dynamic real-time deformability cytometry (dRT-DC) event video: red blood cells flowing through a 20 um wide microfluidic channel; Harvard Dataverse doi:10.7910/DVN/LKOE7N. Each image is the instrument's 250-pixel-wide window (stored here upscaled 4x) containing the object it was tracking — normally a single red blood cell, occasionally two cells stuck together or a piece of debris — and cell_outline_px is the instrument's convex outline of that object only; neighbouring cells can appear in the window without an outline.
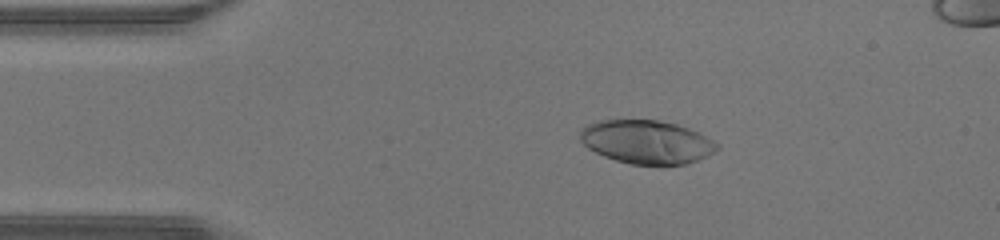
{"species": "human", "species_latin": "Homo sapiens", "temperature_condition": "warm", "stored_images_in_passage": 47, "segment_of_instrument_passage": [1, 2], "camera_frame_rate_fps": 3000, "um_per_image_px": 0.085, "donor": {"sex": "male"}, "frame": {"image": 1, "passage_image": 9, "time_ms": 2.667, "image_size_px": [1000, 240], "cell_outline_px": [[720, 148], [696, 160], [684, 164], [632, 164], [616, 160], [604, 156], [588, 148], [580, 140], [580, 128], [596, 120], [660, 120], [676, 124], [688, 128], [720, 144]], "centroid_in_image_um": [54.92, 12.05], "position_along_channel_um": 30.1, "area_um2": 34.39}}
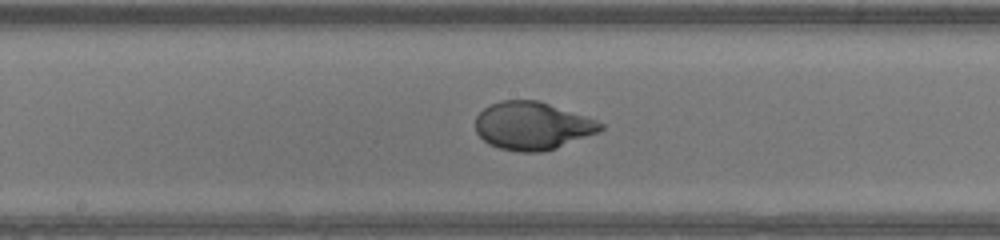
{"frame": {"image": 2, "passage_image": 24, "time_ms": 7.667, "image_size_px": [1000, 240], "cell_outline_px": [[604, 128], [600, 132], [556, 148], [540, 152], [520, 152], [500, 148], [488, 144], [476, 132], [476, 116], [484, 108], [500, 100], [536, 100], [596, 120], [604, 124]], "centroid_in_image_um": [45.24, 10.7], "position_along_channel_um": 203.0, "area_um2": 34.62}}
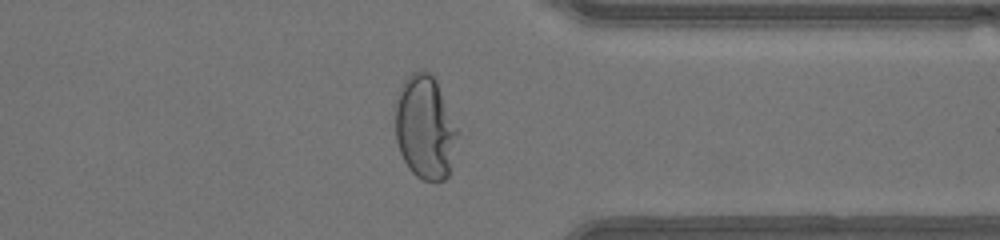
{"frame": {"image": 3, "passage_image": 36, "time_ms": 11.667, "image_size_px": [1000, 240], "cell_outline_px": [[460, 132], [448, 176], [444, 180], [424, 180], [416, 176], [408, 168], [400, 152], [396, 140], [392, 104], [404, 80], [412, 72], [424, 68], [436, 80]], "centroid_in_image_um": [36.1, 10.8], "position_along_channel_um": 375.3, "area_um2": 38.49}}